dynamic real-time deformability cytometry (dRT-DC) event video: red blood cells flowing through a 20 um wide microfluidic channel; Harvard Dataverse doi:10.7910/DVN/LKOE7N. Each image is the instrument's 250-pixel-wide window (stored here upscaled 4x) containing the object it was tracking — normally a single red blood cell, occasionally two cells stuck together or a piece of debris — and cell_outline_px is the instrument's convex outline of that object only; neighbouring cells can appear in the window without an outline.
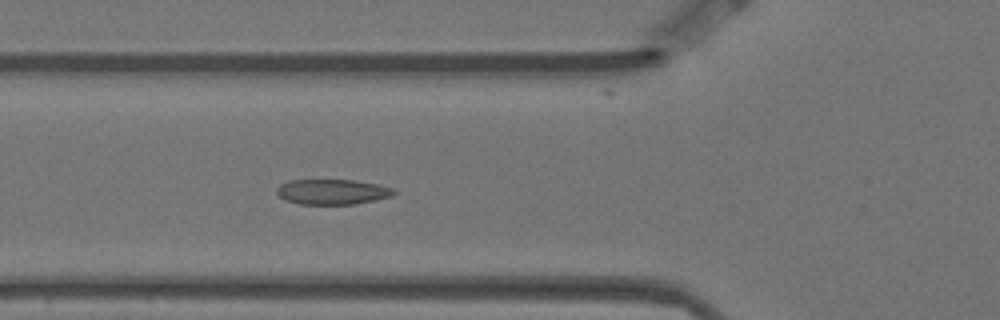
{"species": "Egyptian fruit bat (a non-hibernating species)", "species_latin": "Rousettus aegyptiacus", "temperature_condition": "warm", "stored_images_in_passage": 5, "camera_frame_rate_fps": 3000, "um_per_image_px": 0.085, "animal": {"sex": "female"}, "frame": {"image": 1, "passage_image": 5, "time_ms": 1.333, "image_size_px": [1000, 320], "cell_outline_px": [[396, 192], [392, 196], [376, 200], [356, 204], [300, 204], [284, 200], [276, 192], [276, 188], [280, 184], [288, 180], [352, 180], [376, 184], [392, 188]], "centroid_in_image_um": [28.22, 16.31], "position_along_channel_um": 97.6, "area_um2": 17.22}}